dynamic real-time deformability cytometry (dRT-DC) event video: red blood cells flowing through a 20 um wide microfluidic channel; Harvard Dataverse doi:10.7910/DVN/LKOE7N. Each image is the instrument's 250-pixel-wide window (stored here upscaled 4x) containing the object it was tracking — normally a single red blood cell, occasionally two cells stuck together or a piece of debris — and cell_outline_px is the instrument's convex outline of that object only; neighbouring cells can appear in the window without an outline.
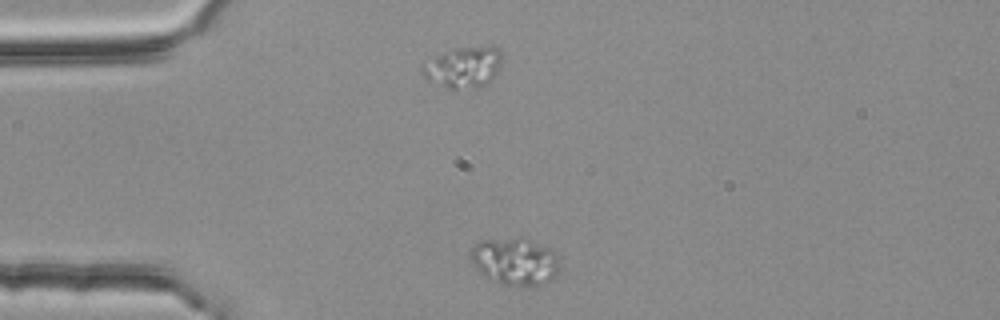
{"species": "common noctule bat (a hibernating species)", "species_latin": "Nyctalus noctula", "temperature_condition": "room temperature", "stored_images_in_passage": 2, "camera_frame_rate_fps": 3000, "um_per_image_px": 0.085, "animal": {"sex": "female", "body_mass_g": 25.1}, "frame": {"image": 1, "passage_image": 1, "time_ms": 0.0, "image_size_px": [1000, 320], "cell_outline_px": [[560, 272], [552, 280], [528, 288], [520, 288], [500, 284], [484, 276], [476, 268], [472, 260], [472, 244], [480, 240], [516, 236], [520, 236], [548, 248], [556, 252], [560, 256]], "centroid_in_image_um": [43.82, 22.23], "position_along_channel_um": 41.2, "area_um2": 25.43}}